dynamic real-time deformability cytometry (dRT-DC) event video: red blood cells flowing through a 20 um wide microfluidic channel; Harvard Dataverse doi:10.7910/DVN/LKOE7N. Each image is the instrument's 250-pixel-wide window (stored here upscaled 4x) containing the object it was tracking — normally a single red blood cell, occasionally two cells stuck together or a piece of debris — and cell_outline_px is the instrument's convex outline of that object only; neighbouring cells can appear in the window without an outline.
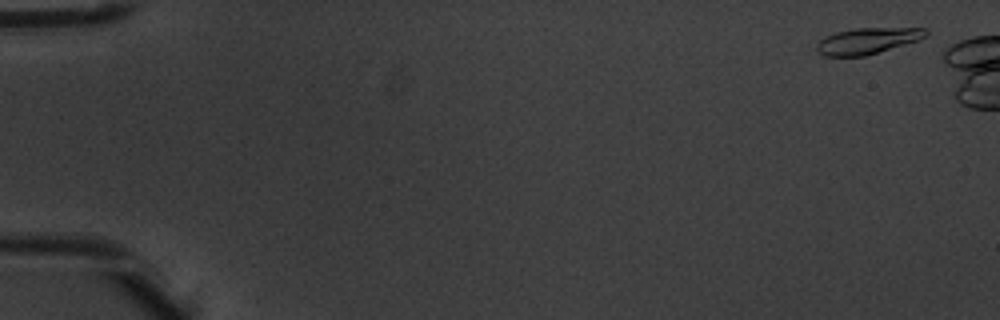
{"species": "common noctule bat (a hibernating species)", "species_latin": "Nyctalus noctula", "temperature_condition": "warm", "stored_images_in_passage": 6, "camera_frame_rate_fps": 3000, "um_per_image_px": 0.085, "animal": {"sex": "male", "body_mass_g": 20.1, "forearm_length_mm": 53.5}, "frame": {"image": 1, "passage_image": 1, "time_ms": 0.0, "image_size_px": [1000, 320], "cell_outline_px": [[928, 36], [920, 40], [864, 56], [824, 56], [816, 48], [816, 44], [824, 36], [836, 32], [856, 28], [924, 28], [928, 32]], "centroid_in_image_um": [73.75, 3.47], "position_along_channel_um": 11.3, "area_um2": 16.59}}